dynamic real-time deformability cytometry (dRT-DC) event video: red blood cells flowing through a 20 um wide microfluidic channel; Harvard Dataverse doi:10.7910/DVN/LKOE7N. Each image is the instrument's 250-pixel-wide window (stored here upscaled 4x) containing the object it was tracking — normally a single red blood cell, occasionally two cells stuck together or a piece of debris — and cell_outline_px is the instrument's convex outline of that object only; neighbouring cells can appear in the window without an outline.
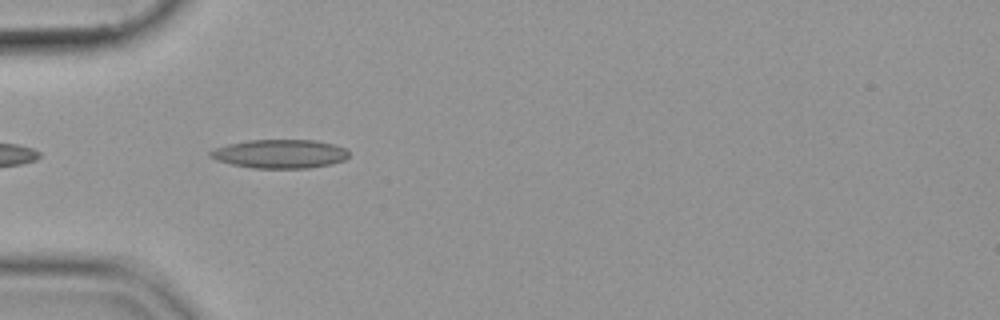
{"species": "common noctule bat (a hibernating species)", "species_latin": "Nyctalus noctula", "temperature_condition": "cold", "stored_images_in_passage": 40, "camera_frame_rate_fps": 3000, "um_per_image_px": 0.085, "animal": {"sex": "female", "body_mass_g": 19.9}, "frame": {"image": 1, "passage_image": 3, "time_ms": 0.667, "image_size_px": [1000, 320], "cell_outline_px": [[348, 156], [344, 160], [332, 164], [308, 168], [256, 168], [232, 164], [216, 160], [208, 156], [208, 152], [216, 148], [228, 144], [248, 140], [316, 140], [332, 144], [344, 148], [348, 152]], "centroid_in_image_um": [23.78, 13.07], "position_along_channel_um": 61.2, "area_um2": 23.12}}
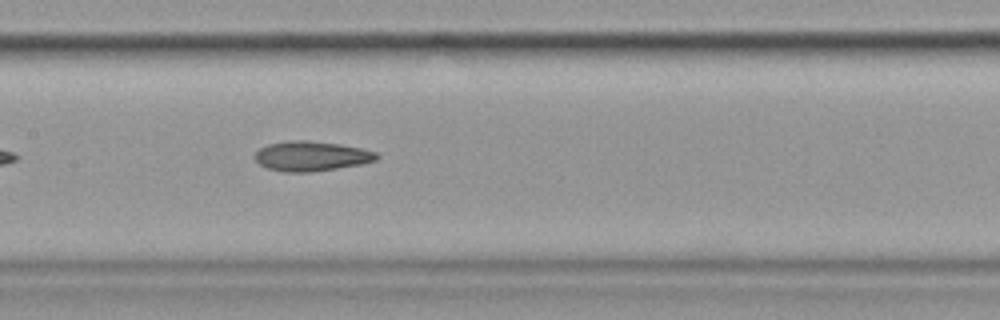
{"frame": {"image": 2, "passage_image": 13, "time_ms": 4.0, "image_size_px": [1000, 320], "cell_outline_px": [[380, 156], [376, 160], [360, 164], [336, 168], [308, 172], [284, 172], [268, 168], [260, 164], [256, 160], [256, 152], [260, 148], [268, 144], [288, 140], [308, 140], [340, 144], [360, 148], [376, 152]], "centroid_in_image_um": [26.46, 13.26], "position_along_channel_um": 180.9, "area_um2": 20.98}}
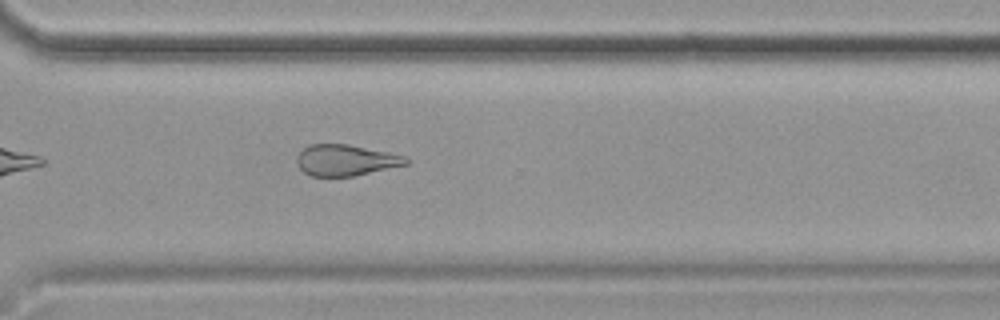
{"frame": {"image": 3, "passage_image": 26, "time_ms": 8.333, "image_size_px": [1000, 320], "cell_outline_px": [[408, 164], [352, 176], [312, 176], [304, 172], [296, 164], [296, 156], [308, 144], [348, 144], [388, 152], [404, 156], [408, 160]], "centroid_in_image_um": [29.34, 13.61], "position_along_channel_um": 341.3, "area_um2": 19.65}}